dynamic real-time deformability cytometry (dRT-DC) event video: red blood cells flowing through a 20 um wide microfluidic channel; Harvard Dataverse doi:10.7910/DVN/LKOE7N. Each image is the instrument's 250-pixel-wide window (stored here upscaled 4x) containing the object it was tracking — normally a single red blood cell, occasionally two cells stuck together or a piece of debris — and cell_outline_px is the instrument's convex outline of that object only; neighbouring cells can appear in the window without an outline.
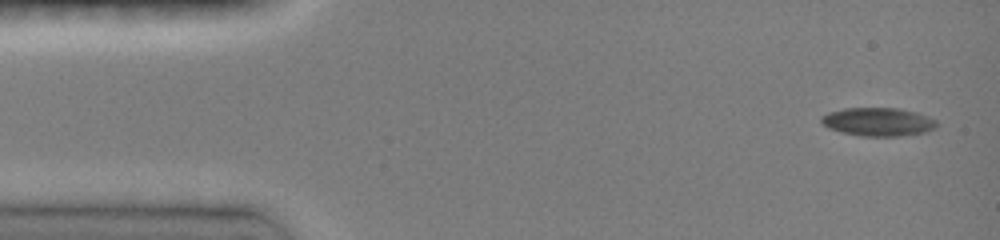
{"species": "common noctule bat (a hibernating species)", "species_latin": "Nyctalus noctula", "temperature_condition": "room temperature", "stored_images_in_passage": 20, "camera_frame_rate_fps": 3000, "um_per_image_px": 0.085, "animal": {"sex": "female", "body_mass_g": 19.0, "forearm_length_mm": 51.5}, "frame": {"image": 1, "passage_image": 1, "time_ms": 0.0, "image_size_px": [1000, 240], "cell_outline_px": [[936, 128], [924, 132], [900, 136], [860, 136], [840, 132], [828, 128], [820, 120], [820, 116], [828, 112], [844, 108], [896, 108], [916, 112], [928, 116], [936, 120]], "centroid_in_image_um": [74.61, 10.35], "position_along_channel_um": 10.4, "area_um2": 19.13}}
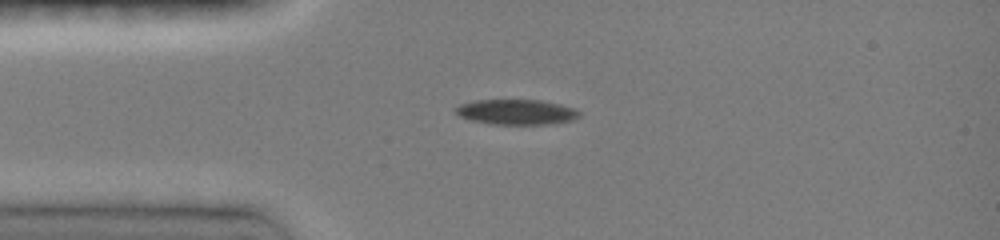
{"frame": {"image": 2, "passage_image": 4, "time_ms": 3.0, "image_size_px": [1000, 240], "cell_outline_px": [[580, 116], [572, 120], [552, 124], [492, 124], [468, 120], [460, 116], [452, 108], [460, 104], [472, 100], [540, 100], [560, 104], [576, 108], [580, 112]], "centroid_in_image_um": [43.88, 9.52], "position_along_channel_um": 41.1, "area_um2": 18.38}}
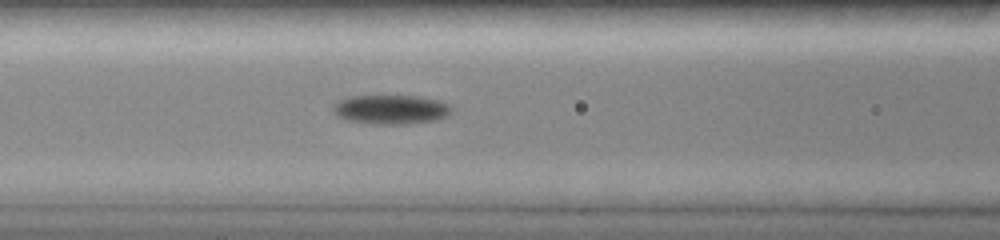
{"frame": {"image": 3, "passage_image": 12, "time_ms": 5.667, "image_size_px": [1000, 240], "cell_outline_px": [[452, 112], [448, 116], [436, 120], [404, 124], [368, 124], [348, 120], [340, 116], [332, 108], [332, 104], [340, 100], [352, 96], [420, 96], [440, 100], [448, 104], [452, 108]], "centroid_in_image_um": [33.27, 9.3], "position_along_channel_um": 133.3, "area_um2": 20.23}}